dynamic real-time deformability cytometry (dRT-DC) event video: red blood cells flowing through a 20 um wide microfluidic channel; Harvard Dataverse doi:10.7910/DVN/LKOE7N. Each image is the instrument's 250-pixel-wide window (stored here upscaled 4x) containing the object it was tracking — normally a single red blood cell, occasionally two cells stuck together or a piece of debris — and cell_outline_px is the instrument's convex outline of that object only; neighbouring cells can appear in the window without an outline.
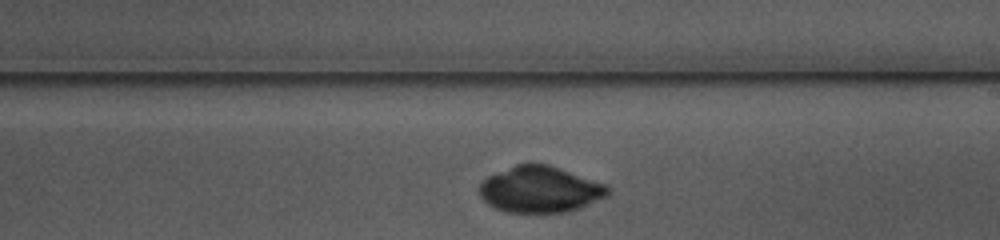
{"species": "common noctule bat (a hibernating species)", "species_latin": "Nyctalus noctula", "temperature_condition": "warm", "stored_images_in_passage": 23, "camera_frame_rate_fps": 3000, "um_per_image_px": 0.085, "animal": {"sex": "female", "body_mass_g": 10.0, "forearm_length_mm": 53.1}, "frame": {"image": 1, "passage_image": 14, "time_ms": 4.333, "image_size_px": [1000, 240], "cell_outline_px": [[612, 192], [608, 196], [580, 208], [568, 212], [504, 212], [488, 204], [480, 196], [480, 184], [488, 176], [516, 164], [548, 164], [608, 184], [612, 188]], "centroid_in_image_um": [45.97, 16.11], "position_along_channel_um": 243.0, "area_um2": 34.8}}
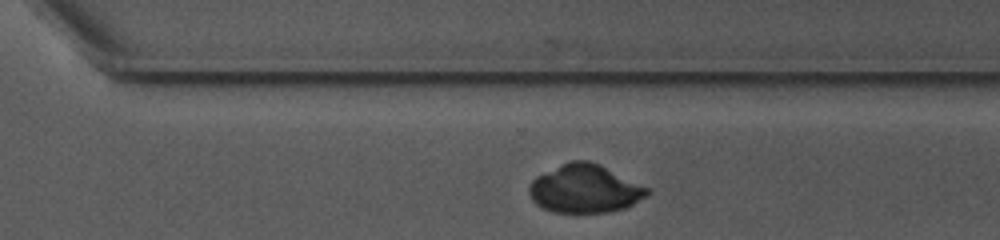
{"frame": {"image": 2, "passage_image": 20, "time_ms": 6.333, "image_size_px": [1000, 240], "cell_outline_px": [[652, 192], [648, 196], [624, 208], [608, 212], [552, 212], [536, 204], [532, 200], [528, 192], [528, 188], [532, 180], [536, 176], [560, 164], [572, 160], [588, 160], [600, 164], [648, 188]], "centroid_in_image_um": [49.69, 16.04], "position_along_channel_um": 320.9, "area_um2": 33.18}}
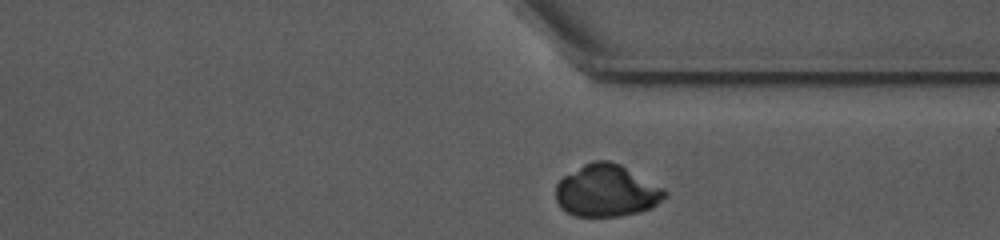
{"frame": {"image": 3, "passage_image": 23, "time_ms": 7.333, "image_size_px": [1000, 240], "cell_outline_px": [[668, 196], [652, 208], [640, 212], [620, 216], [576, 216], [560, 208], [556, 200], [556, 184], [564, 176], [584, 164], [596, 160], [608, 160], [620, 164], [664, 188], [668, 192]], "centroid_in_image_um": [51.59, 16.22], "position_along_channel_um": 359.8, "area_um2": 33.18}}